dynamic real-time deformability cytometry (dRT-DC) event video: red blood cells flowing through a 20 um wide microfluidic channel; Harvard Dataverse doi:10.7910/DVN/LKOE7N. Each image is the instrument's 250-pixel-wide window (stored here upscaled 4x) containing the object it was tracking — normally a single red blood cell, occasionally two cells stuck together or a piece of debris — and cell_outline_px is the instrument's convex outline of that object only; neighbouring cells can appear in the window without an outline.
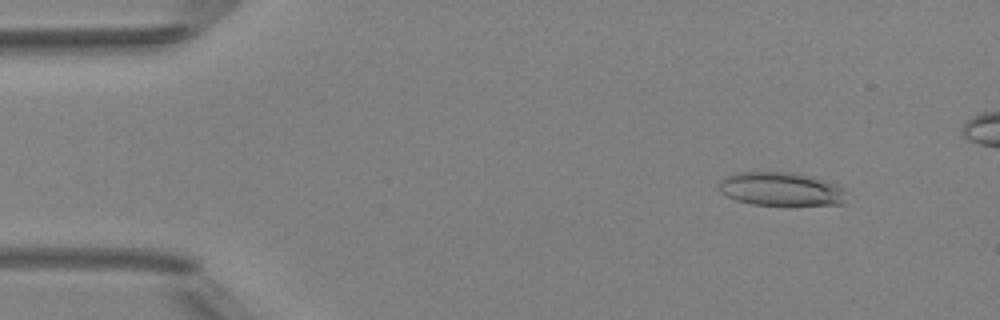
{"species": "Egyptian fruit bat (a non-hibernating species)", "species_latin": "Rousettus aegyptiacus", "temperature_condition": "room temperature", "stored_images_in_passage": 5, "camera_frame_rate_fps": 3000, "um_per_image_px": 0.085, "animal": {"sex": "female"}, "frame": {"image": 1, "passage_image": 2, "time_ms": 1.0, "image_size_px": [1000, 320], "cell_outline_px": [[844, 204], [752, 204], [736, 200], [720, 192], [720, 180], [736, 172], [792, 172], [812, 176], [836, 184], [844, 188]], "centroid_in_image_um": [66.37, 16.05], "position_along_channel_um": 18.6, "area_um2": 24.57}}